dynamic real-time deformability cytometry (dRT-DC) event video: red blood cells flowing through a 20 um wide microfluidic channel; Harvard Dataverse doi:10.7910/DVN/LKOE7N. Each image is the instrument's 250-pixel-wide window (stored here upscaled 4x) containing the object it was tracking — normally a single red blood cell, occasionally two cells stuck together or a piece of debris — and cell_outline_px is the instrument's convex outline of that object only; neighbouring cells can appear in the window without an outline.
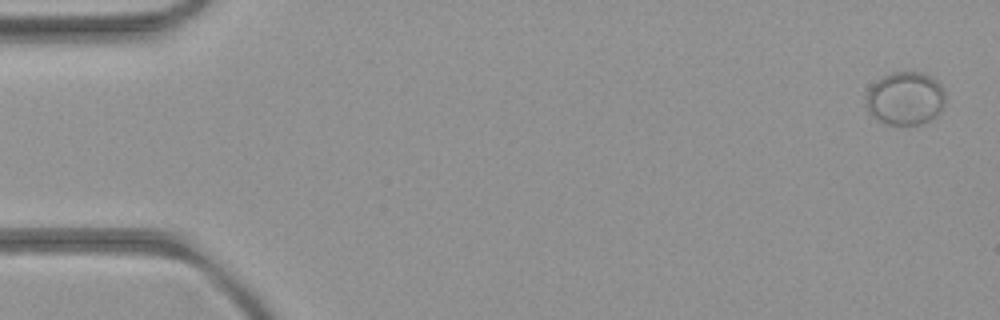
{"species": "common noctule bat (a hibernating species)", "species_latin": "Nyctalus noctula", "temperature_condition": "room temperature", "stored_images_in_passage": 5, "camera_frame_rate_fps": 3000, "um_per_image_px": 0.085, "animal": {"sex": "female", "body_mass_g": 21.9}, "frame": {"image": 1, "passage_image": 1, "time_ms": 0.0, "image_size_px": [1000, 320], "cell_outline_px": [[944, 104], [940, 112], [936, 116], [920, 124], [888, 124], [872, 116], [868, 108], [868, 92], [872, 84], [876, 80], [892, 72], [920, 72], [936, 80], [940, 84], [944, 92]], "centroid_in_image_um": [76.97, 8.36], "position_along_channel_um": 8.0, "area_um2": 24.1}}
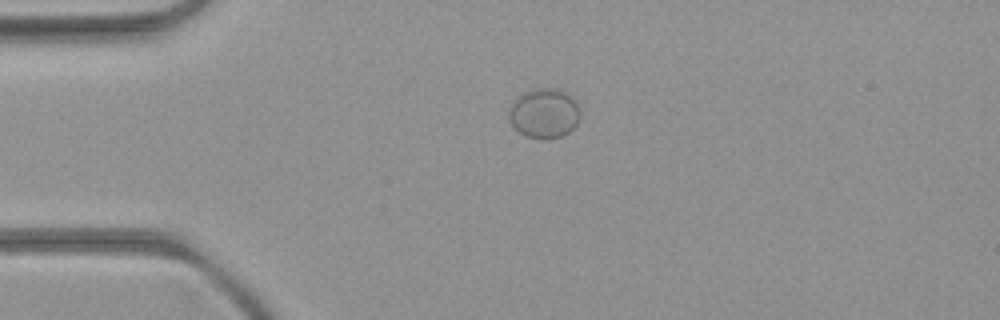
{"frame": {"image": 2, "passage_image": 4, "time_ms": 3.667, "image_size_px": [1000, 320], "cell_outline_px": [[580, 116], [576, 124], [568, 132], [560, 136], [544, 140], [524, 136], [508, 120], [508, 112], [512, 104], [524, 92], [536, 88], [552, 88], [564, 92], [576, 104], [580, 112]], "centroid_in_image_um": [46.22, 9.66], "position_along_channel_um": 38.8, "area_um2": 20.29}}